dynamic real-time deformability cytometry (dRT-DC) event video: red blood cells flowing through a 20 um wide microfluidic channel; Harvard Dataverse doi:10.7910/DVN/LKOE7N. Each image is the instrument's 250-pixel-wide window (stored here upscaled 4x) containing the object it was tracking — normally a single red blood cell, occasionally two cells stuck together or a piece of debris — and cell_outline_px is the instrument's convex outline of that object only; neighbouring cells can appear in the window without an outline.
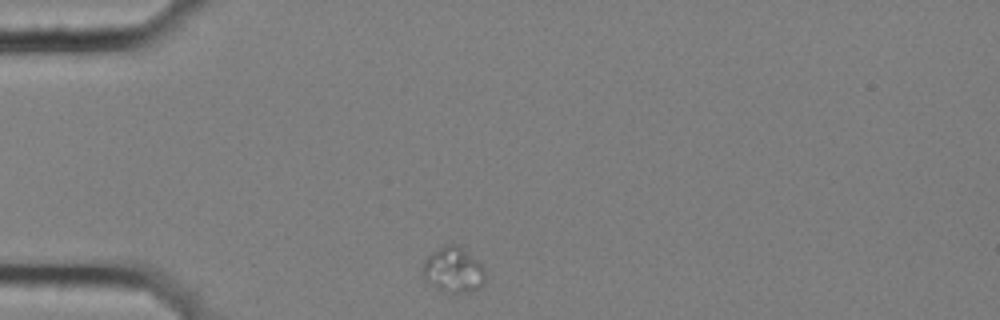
{"species": "common noctule bat (a hibernating species)", "species_latin": "Nyctalus noctula", "temperature_condition": "cold", "stored_images_in_passage": 5, "camera_frame_rate_fps": 3000, "um_per_image_px": 0.085, "animal": {"sex": "female", "body_mass_g": 25.1}, "frame": {"image": 1, "passage_image": 1, "time_ms": 0.0, "image_size_px": [1000, 320], "cell_outline_px": [[484, 284], [480, 288], [468, 292], [448, 292], [440, 288], [428, 280], [420, 272], [424, 260], [432, 252], [448, 244], [460, 244], [484, 268]], "centroid_in_image_um": [38.55, 22.91], "position_along_channel_um": 46.5, "area_um2": 16.24}}